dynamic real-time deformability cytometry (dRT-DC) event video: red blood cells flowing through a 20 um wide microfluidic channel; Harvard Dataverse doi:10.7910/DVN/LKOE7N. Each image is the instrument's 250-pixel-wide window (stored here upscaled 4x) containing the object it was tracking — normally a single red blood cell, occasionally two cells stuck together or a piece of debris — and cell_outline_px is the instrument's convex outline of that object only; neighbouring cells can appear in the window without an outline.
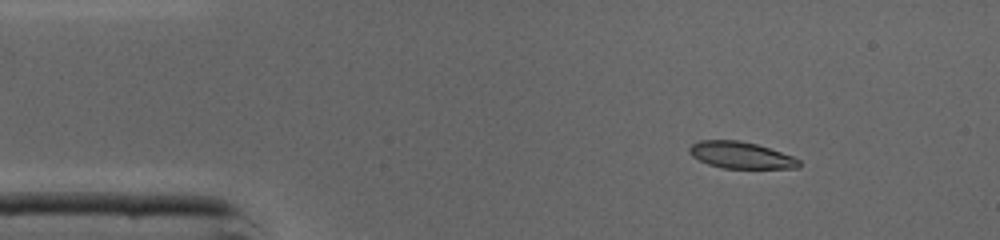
{"species": "common noctule bat (a hibernating species)", "species_latin": "Nyctalus noctula", "temperature_condition": "cold", "stored_images_in_passage": 40, "camera_frame_rate_fps": 3000, "um_per_image_px": 0.085, "animal": {"sex": "male", "body_mass_g": 19.0, "forearm_length_mm": 50.8}, "frame": {"image": 1, "passage_image": 1, "time_ms": 0.0, "image_size_px": [1000, 240], "cell_outline_px": [[800, 168], [720, 168], [708, 164], [692, 156], [688, 152], [688, 148], [692, 144], [700, 140], [740, 140], [756, 144], [792, 156], [800, 160]], "centroid_in_image_um": [62.95, 13.19], "position_along_channel_um": 22.1, "area_um2": 16.99}}
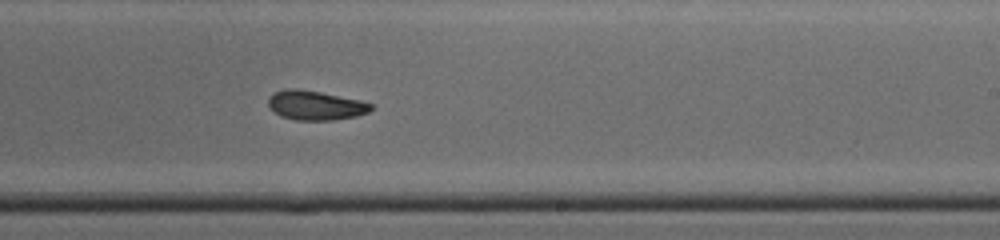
{"frame": {"image": 2, "passage_image": 22, "time_ms": 7.0, "image_size_px": [1000, 240], "cell_outline_px": [[372, 108], [368, 112], [356, 116], [336, 120], [296, 120], [280, 116], [268, 104], [268, 100], [272, 92], [284, 88], [296, 88], [320, 92], [360, 100], [372, 104]], "centroid_in_image_um": [26.79, 8.94], "position_along_channel_um": 262.2, "area_um2": 17.57}}
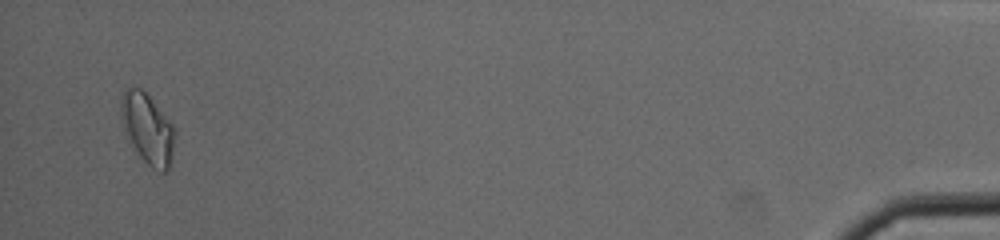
{"frame": {"image": 3, "passage_image": 39, "time_ms": 12.667, "image_size_px": [1000, 240], "cell_outline_px": [[176, 132], [168, 172], [160, 172], [152, 168], [140, 156], [124, 128], [120, 116], [120, 96], [128, 88], [140, 88], [152, 100], [172, 124]], "centroid_in_image_um": [12.55, 10.94], "position_along_channel_um": 422.7, "area_um2": 21.56}, "authors_computed_cell_mechanics": {"area_um2": 18.0047, "velocity_mm_per_s": 4.3739, "shape_relaxation_time_tau1_ms": 5.2835, "shape_relaxation_time_tau2_ms": 3.2629, "deformation_change_tau1": 0.1729, "deformation_change_tau2": 0.0779}}